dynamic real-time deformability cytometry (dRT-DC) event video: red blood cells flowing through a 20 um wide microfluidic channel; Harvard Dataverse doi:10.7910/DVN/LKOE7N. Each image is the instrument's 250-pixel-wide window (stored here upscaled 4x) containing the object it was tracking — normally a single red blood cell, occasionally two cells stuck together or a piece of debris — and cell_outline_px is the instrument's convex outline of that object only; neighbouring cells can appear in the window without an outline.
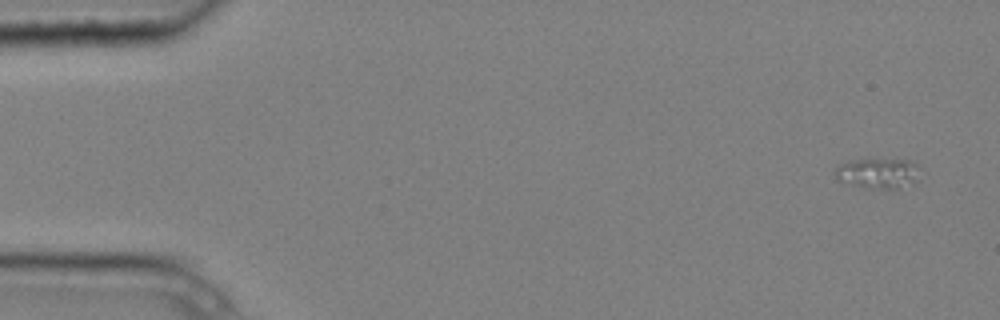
{"species": "common noctule bat (a hibernating species)", "species_latin": "Nyctalus noctula", "temperature_condition": "cold", "stored_images_in_passage": 5, "camera_frame_rate_fps": 3000, "um_per_image_px": 0.085, "animal": {"sex": "male", "body_mass_g": 20.4}, "frame": {"image": 1, "passage_image": 1, "time_ms": 0.0, "image_size_px": [1000, 320], "cell_outline_px": [[916, 180], [896, 188], [868, 188], [836, 180], [832, 172], [840, 164], [856, 160], [908, 160], [916, 164]], "centroid_in_image_um": [74.52, 14.73], "position_along_channel_um": 10.5, "area_um2": 14.33}}
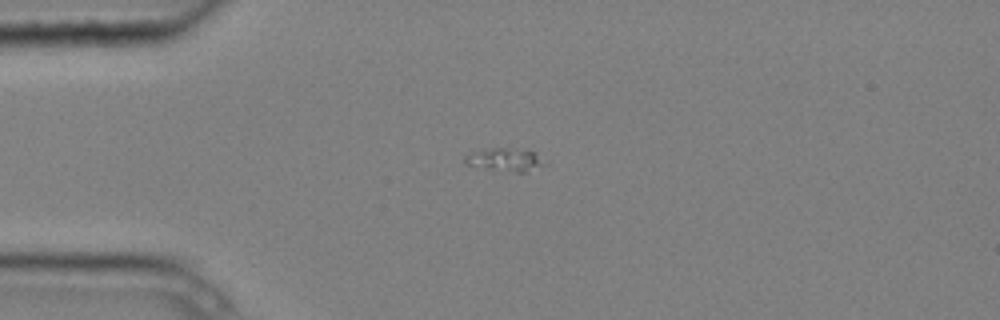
{"frame": {"image": 2, "passage_image": 4, "time_ms": 1.0, "image_size_px": [1000, 320], "cell_outline_px": [[548, 164], [524, 172], [516, 172], [488, 168], [464, 164], [464, 156], [472, 152], [488, 148], [504, 148], [536, 152]], "centroid_in_image_um": [42.94, 13.57], "position_along_channel_um": 42.1, "area_um2": 10.52}}